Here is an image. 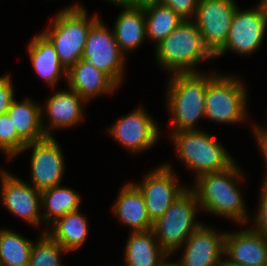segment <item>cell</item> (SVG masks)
I'll use <instances>...</instances> for the list:
<instances>
[{
  "mask_svg": "<svg viewBox=\"0 0 267 266\" xmlns=\"http://www.w3.org/2000/svg\"><path fill=\"white\" fill-rule=\"evenodd\" d=\"M242 177L241 170L235 162L223 171L196 177V186L192 191L196 195L200 209L231 218L239 224L245 223L248 217L242 194L236 184Z\"/></svg>",
  "mask_w": 267,
  "mask_h": 266,
  "instance_id": "6da1fadb",
  "label": "cell"
},
{
  "mask_svg": "<svg viewBox=\"0 0 267 266\" xmlns=\"http://www.w3.org/2000/svg\"><path fill=\"white\" fill-rule=\"evenodd\" d=\"M155 49L158 64L172 74L196 73L194 66L214 58L192 19H184Z\"/></svg>",
  "mask_w": 267,
  "mask_h": 266,
  "instance_id": "7a4b0ae2",
  "label": "cell"
},
{
  "mask_svg": "<svg viewBox=\"0 0 267 266\" xmlns=\"http://www.w3.org/2000/svg\"><path fill=\"white\" fill-rule=\"evenodd\" d=\"M169 81L168 110L173 132L195 130L198 119L205 117L208 76L196 73H174Z\"/></svg>",
  "mask_w": 267,
  "mask_h": 266,
  "instance_id": "3957f363",
  "label": "cell"
},
{
  "mask_svg": "<svg viewBox=\"0 0 267 266\" xmlns=\"http://www.w3.org/2000/svg\"><path fill=\"white\" fill-rule=\"evenodd\" d=\"M80 5H73L57 13L51 29L42 32L54 45L60 63L68 70L82 59L86 38L98 14L89 19Z\"/></svg>",
  "mask_w": 267,
  "mask_h": 266,
  "instance_id": "277c9868",
  "label": "cell"
},
{
  "mask_svg": "<svg viewBox=\"0 0 267 266\" xmlns=\"http://www.w3.org/2000/svg\"><path fill=\"white\" fill-rule=\"evenodd\" d=\"M171 137L179 158L197 177L223 171L234 163L223 146L199 128L173 132Z\"/></svg>",
  "mask_w": 267,
  "mask_h": 266,
  "instance_id": "5b68a950",
  "label": "cell"
},
{
  "mask_svg": "<svg viewBox=\"0 0 267 266\" xmlns=\"http://www.w3.org/2000/svg\"><path fill=\"white\" fill-rule=\"evenodd\" d=\"M200 208L192 188L186 189L155 222L152 231L162 248L175 253L202 224L195 223Z\"/></svg>",
  "mask_w": 267,
  "mask_h": 266,
  "instance_id": "8992f818",
  "label": "cell"
},
{
  "mask_svg": "<svg viewBox=\"0 0 267 266\" xmlns=\"http://www.w3.org/2000/svg\"><path fill=\"white\" fill-rule=\"evenodd\" d=\"M246 96L244 84L233 76L208 75L205 118L227 124L244 121Z\"/></svg>",
  "mask_w": 267,
  "mask_h": 266,
  "instance_id": "52a82bcc",
  "label": "cell"
},
{
  "mask_svg": "<svg viewBox=\"0 0 267 266\" xmlns=\"http://www.w3.org/2000/svg\"><path fill=\"white\" fill-rule=\"evenodd\" d=\"M82 59L107 74L117 85L123 78L124 54L100 18L88 31Z\"/></svg>",
  "mask_w": 267,
  "mask_h": 266,
  "instance_id": "ba28073f",
  "label": "cell"
},
{
  "mask_svg": "<svg viewBox=\"0 0 267 266\" xmlns=\"http://www.w3.org/2000/svg\"><path fill=\"white\" fill-rule=\"evenodd\" d=\"M237 8L234 0H199L193 20L213 55L225 44Z\"/></svg>",
  "mask_w": 267,
  "mask_h": 266,
  "instance_id": "9c48e42d",
  "label": "cell"
},
{
  "mask_svg": "<svg viewBox=\"0 0 267 266\" xmlns=\"http://www.w3.org/2000/svg\"><path fill=\"white\" fill-rule=\"evenodd\" d=\"M267 26V12L259 4L255 9L240 11L236 9L230 31L225 44L214 54V58L226 51L239 54H251L260 46L264 39Z\"/></svg>",
  "mask_w": 267,
  "mask_h": 266,
  "instance_id": "30bf717a",
  "label": "cell"
},
{
  "mask_svg": "<svg viewBox=\"0 0 267 266\" xmlns=\"http://www.w3.org/2000/svg\"><path fill=\"white\" fill-rule=\"evenodd\" d=\"M170 164L148 173L141 184H134L142 193L151 222L159 219L170 205L187 189L176 183Z\"/></svg>",
  "mask_w": 267,
  "mask_h": 266,
  "instance_id": "8fae6325",
  "label": "cell"
},
{
  "mask_svg": "<svg viewBox=\"0 0 267 266\" xmlns=\"http://www.w3.org/2000/svg\"><path fill=\"white\" fill-rule=\"evenodd\" d=\"M60 145L53 136L28 143L24 150L32 147V183L38 191L60 185L64 171V157Z\"/></svg>",
  "mask_w": 267,
  "mask_h": 266,
  "instance_id": "7c38bea8",
  "label": "cell"
},
{
  "mask_svg": "<svg viewBox=\"0 0 267 266\" xmlns=\"http://www.w3.org/2000/svg\"><path fill=\"white\" fill-rule=\"evenodd\" d=\"M107 131L121 145L134 153L154 145L159 136L157 123L143 108H138L120 118Z\"/></svg>",
  "mask_w": 267,
  "mask_h": 266,
  "instance_id": "4fadbf2b",
  "label": "cell"
},
{
  "mask_svg": "<svg viewBox=\"0 0 267 266\" xmlns=\"http://www.w3.org/2000/svg\"><path fill=\"white\" fill-rule=\"evenodd\" d=\"M0 175L1 197L6 208L15 216L25 219L29 224L39 226L42 219V215L39 213L41 191L4 170H1Z\"/></svg>",
  "mask_w": 267,
  "mask_h": 266,
  "instance_id": "5bb4252c",
  "label": "cell"
},
{
  "mask_svg": "<svg viewBox=\"0 0 267 266\" xmlns=\"http://www.w3.org/2000/svg\"><path fill=\"white\" fill-rule=\"evenodd\" d=\"M224 266H264L267 264V238L252 229L225 233Z\"/></svg>",
  "mask_w": 267,
  "mask_h": 266,
  "instance_id": "9a60e30c",
  "label": "cell"
},
{
  "mask_svg": "<svg viewBox=\"0 0 267 266\" xmlns=\"http://www.w3.org/2000/svg\"><path fill=\"white\" fill-rule=\"evenodd\" d=\"M225 233H217L203 224L186 240L179 266H224Z\"/></svg>",
  "mask_w": 267,
  "mask_h": 266,
  "instance_id": "2e32d148",
  "label": "cell"
},
{
  "mask_svg": "<svg viewBox=\"0 0 267 266\" xmlns=\"http://www.w3.org/2000/svg\"><path fill=\"white\" fill-rule=\"evenodd\" d=\"M69 88L88 101L93 96L112 93L117 84L91 63L80 59L67 70Z\"/></svg>",
  "mask_w": 267,
  "mask_h": 266,
  "instance_id": "e0dca14e",
  "label": "cell"
},
{
  "mask_svg": "<svg viewBox=\"0 0 267 266\" xmlns=\"http://www.w3.org/2000/svg\"><path fill=\"white\" fill-rule=\"evenodd\" d=\"M46 102L44 110H46L49 116L48 122H50L49 128H43L46 136L52 135L50 128L73 127L84 118L82 104L87 101L71 88L68 91H58L52 94Z\"/></svg>",
  "mask_w": 267,
  "mask_h": 266,
  "instance_id": "ac0fdd59",
  "label": "cell"
},
{
  "mask_svg": "<svg viewBox=\"0 0 267 266\" xmlns=\"http://www.w3.org/2000/svg\"><path fill=\"white\" fill-rule=\"evenodd\" d=\"M155 238L152 229L131 232L125 248V266H162L170 255Z\"/></svg>",
  "mask_w": 267,
  "mask_h": 266,
  "instance_id": "d6986e66",
  "label": "cell"
},
{
  "mask_svg": "<svg viewBox=\"0 0 267 266\" xmlns=\"http://www.w3.org/2000/svg\"><path fill=\"white\" fill-rule=\"evenodd\" d=\"M115 202L113 212L120 221L132 228V232L152 229L153 223L148 216L143 195L134 183L124 185Z\"/></svg>",
  "mask_w": 267,
  "mask_h": 266,
  "instance_id": "ffe728a7",
  "label": "cell"
},
{
  "mask_svg": "<svg viewBox=\"0 0 267 266\" xmlns=\"http://www.w3.org/2000/svg\"><path fill=\"white\" fill-rule=\"evenodd\" d=\"M124 8L117 17L113 29L120 51L134 50L146 37L145 12L143 5H121Z\"/></svg>",
  "mask_w": 267,
  "mask_h": 266,
  "instance_id": "44dd1931",
  "label": "cell"
},
{
  "mask_svg": "<svg viewBox=\"0 0 267 266\" xmlns=\"http://www.w3.org/2000/svg\"><path fill=\"white\" fill-rule=\"evenodd\" d=\"M28 52L36 73L51 86L56 85L63 72L67 75V70L60 63L54 45L43 33L31 40Z\"/></svg>",
  "mask_w": 267,
  "mask_h": 266,
  "instance_id": "7402d4cb",
  "label": "cell"
},
{
  "mask_svg": "<svg viewBox=\"0 0 267 266\" xmlns=\"http://www.w3.org/2000/svg\"><path fill=\"white\" fill-rule=\"evenodd\" d=\"M42 107L30 99L18 102L13 100L7 113L14 124L17 133L27 142L39 141L46 136L42 116Z\"/></svg>",
  "mask_w": 267,
  "mask_h": 266,
  "instance_id": "603a6c76",
  "label": "cell"
},
{
  "mask_svg": "<svg viewBox=\"0 0 267 266\" xmlns=\"http://www.w3.org/2000/svg\"><path fill=\"white\" fill-rule=\"evenodd\" d=\"M87 222L78 209L56 219L53 231L46 229V232L67 252H71L84 244L89 231Z\"/></svg>",
  "mask_w": 267,
  "mask_h": 266,
  "instance_id": "cb8c5ba5",
  "label": "cell"
},
{
  "mask_svg": "<svg viewBox=\"0 0 267 266\" xmlns=\"http://www.w3.org/2000/svg\"><path fill=\"white\" fill-rule=\"evenodd\" d=\"M146 36L154 40L156 46L183 21L169 6L151 1L144 4Z\"/></svg>",
  "mask_w": 267,
  "mask_h": 266,
  "instance_id": "d4e9b609",
  "label": "cell"
},
{
  "mask_svg": "<svg viewBox=\"0 0 267 266\" xmlns=\"http://www.w3.org/2000/svg\"><path fill=\"white\" fill-rule=\"evenodd\" d=\"M80 195L73 189L61 187L60 185L41 191V205L45 208L42 219L48 225L66 215L79 209Z\"/></svg>",
  "mask_w": 267,
  "mask_h": 266,
  "instance_id": "484cf974",
  "label": "cell"
},
{
  "mask_svg": "<svg viewBox=\"0 0 267 266\" xmlns=\"http://www.w3.org/2000/svg\"><path fill=\"white\" fill-rule=\"evenodd\" d=\"M33 243L7 229L0 230V266H29Z\"/></svg>",
  "mask_w": 267,
  "mask_h": 266,
  "instance_id": "4316f807",
  "label": "cell"
},
{
  "mask_svg": "<svg viewBox=\"0 0 267 266\" xmlns=\"http://www.w3.org/2000/svg\"><path fill=\"white\" fill-rule=\"evenodd\" d=\"M67 252L46 231L33 242L29 266H61V253Z\"/></svg>",
  "mask_w": 267,
  "mask_h": 266,
  "instance_id": "83f0119b",
  "label": "cell"
},
{
  "mask_svg": "<svg viewBox=\"0 0 267 266\" xmlns=\"http://www.w3.org/2000/svg\"><path fill=\"white\" fill-rule=\"evenodd\" d=\"M28 143L17 133L8 113L0 115V149L11 159L21 153Z\"/></svg>",
  "mask_w": 267,
  "mask_h": 266,
  "instance_id": "f1b7e54d",
  "label": "cell"
},
{
  "mask_svg": "<svg viewBox=\"0 0 267 266\" xmlns=\"http://www.w3.org/2000/svg\"><path fill=\"white\" fill-rule=\"evenodd\" d=\"M169 6L183 20L195 16L199 0H155Z\"/></svg>",
  "mask_w": 267,
  "mask_h": 266,
  "instance_id": "f546056e",
  "label": "cell"
},
{
  "mask_svg": "<svg viewBox=\"0 0 267 266\" xmlns=\"http://www.w3.org/2000/svg\"><path fill=\"white\" fill-rule=\"evenodd\" d=\"M14 100V89L10 75L0 77V115L6 113Z\"/></svg>",
  "mask_w": 267,
  "mask_h": 266,
  "instance_id": "4dcf8cb0",
  "label": "cell"
},
{
  "mask_svg": "<svg viewBox=\"0 0 267 266\" xmlns=\"http://www.w3.org/2000/svg\"><path fill=\"white\" fill-rule=\"evenodd\" d=\"M253 229L267 238V190H261V199Z\"/></svg>",
  "mask_w": 267,
  "mask_h": 266,
  "instance_id": "1f68e13d",
  "label": "cell"
},
{
  "mask_svg": "<svg viewBox=\"0 0 267 266\" xmlns=\"http://www.w3.org/2000/svg\"><path fill=\"white\" fill-rule=\"evenodd\" d=\"M108 2L115 3L116 5L120 6L122 4L124 5H143L146 3H149L154 0H107Z\"/></svg>",
  "mask_w": 267,
  "mask_h": 266,
  "instance_id": "d6a6232c",
  "label": "cell"
},
{
  "mask_svg": "<svg viewBox=\"0 0 267 266\" xmlns=\"http://www.w3.org/2000/svg\"><path fill=\"white\" fill-rule=\"evenodd\" d=\"M257 140H258V144H259V146L261 148V151L264 154V158L266 160V165H267V145L259 137H257ZM265 175L266 176H265V179L263 180L264 182L262 184L263 185L262 186L263 190H267V173Z\"/></svg>",
  "mask_w": 267,
  "mask_h": 266,
  "instance_id": "836d02e7",
  "label": "cell"
},
{
  "mask_svg": "<svg viewBox=\"0 0 267 266\" xmlns=\"http://www.w3.org/2000/svg\"><path fill=\"white\" fill-rule=\"evenodd\" d=\"M254 130L255 137H259L267 145V129H263L259 126H254Z\"/></svg>",
  "mask_w": 267,
  "mask_h": 266,
  "instance_id": "e575fe53",
  "label": "cell"
},
{
  "mask_svg": "<svg viewBox=\"0 0 267 266\" xmlns=\"http://www.w3.org/2000/svg\"><path fill=\"white\" fill-rule=\"evenodd\" d=\"M260 4L263 6L264 10L267 12V0H262Z\"/></svg>",
  "mask_w": 267,
  "mask_h": 266,
  "instance_id": "d590c367",
  "label": "cell"
},
{
  "mask_svg": "<svg viewBox=\"0 0 267 266\" xmlns=\"http://www.w3.org/2000/svg\"><path fill=\"white\" fill-rule=\"evenodd\" d=\"M162 266H179L176 264V262H165Z\"/></svg>",
  "mask_w": 267,
  "mask_h": 266,
  "instance_id": "8d00e7d4",
  "label": "cell"
}]
</instances>
